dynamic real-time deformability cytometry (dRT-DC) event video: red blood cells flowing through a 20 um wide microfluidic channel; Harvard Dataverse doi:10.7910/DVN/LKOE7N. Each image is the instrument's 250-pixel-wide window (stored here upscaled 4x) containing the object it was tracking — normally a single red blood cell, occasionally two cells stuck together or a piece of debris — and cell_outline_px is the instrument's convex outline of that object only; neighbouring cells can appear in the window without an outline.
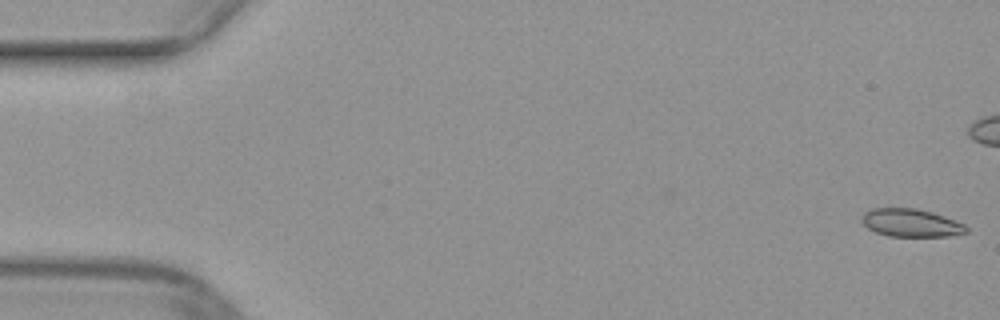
{"species": "common noctule bat (a hibernating species)", "species_latin": "Nyctalus noctula", "temperature_condition": "warm", "stored_images_in_passage": 52, "camera_frame_rate_fps": 3000, "um_per_image_px": 0.085, "animal": {"sex": "female", "body_mass_g": 29.2, "forearm_length_mm": 56.3}, "frame": {"image": 1, "passage_image": 1, "time_ms": 0.0, "image_size_px": [1000, 320], "cell_outline_px": [[968, 232], [948, 236], [888, 236], [876, 232], [868, 228], [860, 220], [864, 212], [872, 208], [916, 208], [932, 212], [944, 216], [964, 224], [968, 228]], "centroid_in_image_um": [77.42, 18.94], "position_along_channel_um": 7.6, "area_um2": 16.99}}
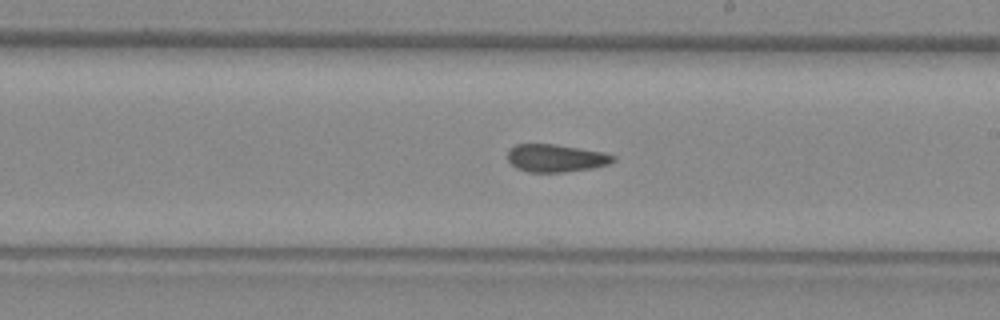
{"frame": {"image": 2, "passage_image": 29, "time_ms": 9.333, "image_size_px": [1000, 320], "cell_outline_px": [[616, 160], [608, 164], [592, 168], [564, 172], [528, 172], [516, 168], [508, 160], [508, 152], [516, 144], [552, 144], [604, 152], [616, 156]], "centroid_in_image_um": [47.26, 13.44], "position_along_channel_um": 241.7, "area_um2": 16.94}}
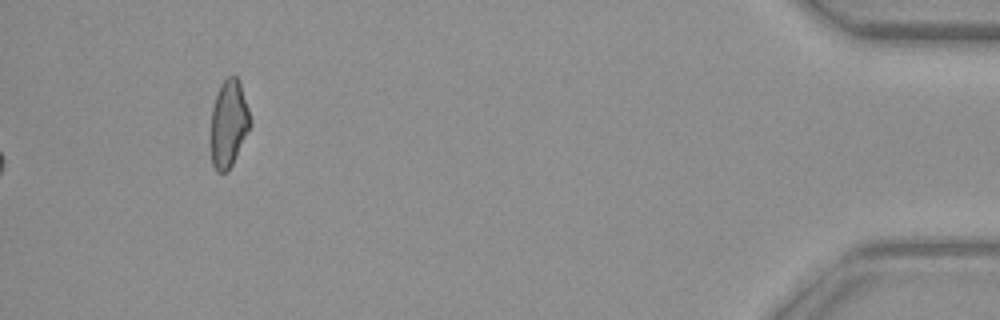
{"frame": {"image": 3, "passage_image": 52, "time_ms": 17.0, "image_size_px": [1000, 320], "cell_outline_px": [[252, 124], [228, 172], [216, 172], [212, 164], [208, 140], [212, 108], [220, 84], [228, 76], [236, 76], [240, 80], [252, 120]], "centroid_in_image_um": [19.41, 10.53], "position_along_channel_um": 415.8, "area_um2": 20.75}}